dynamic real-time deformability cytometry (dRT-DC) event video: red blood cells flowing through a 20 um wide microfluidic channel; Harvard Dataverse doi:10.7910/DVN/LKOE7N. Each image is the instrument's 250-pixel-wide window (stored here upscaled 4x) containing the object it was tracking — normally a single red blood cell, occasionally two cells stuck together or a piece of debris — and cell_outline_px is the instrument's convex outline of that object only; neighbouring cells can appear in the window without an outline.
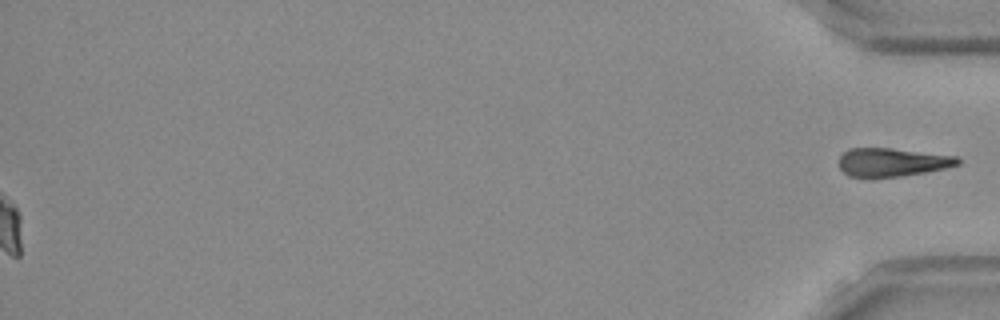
{"species": "Egyptian fruit bat (a non-hibernating species)", "species_latin": "Rousettus aegyptiacus", "temperature_condition": "room temperature", "stored_images_in_passage": 39, "segment_of_instrument_passage": [2, 2], "camera_frame_rate_fps": 3000, "um_per_image_px": 0.085, "frame": {"image": 1, "passage_image": 39, "time_ms": 12.667, "image_size_px": [1000, 320], "cell_outline_px": [[960, 164], [948, 168], [900, 176], [872, 180], [868, 180], [848, 176], [840, 168], [840, 156], [848, 148], [892, 148], [956, 156], [960, 160]], "centroid_in_image_um": [75.79, 13.82], "position_along_channel_um": 359.4, "area_um2": 20.23}}